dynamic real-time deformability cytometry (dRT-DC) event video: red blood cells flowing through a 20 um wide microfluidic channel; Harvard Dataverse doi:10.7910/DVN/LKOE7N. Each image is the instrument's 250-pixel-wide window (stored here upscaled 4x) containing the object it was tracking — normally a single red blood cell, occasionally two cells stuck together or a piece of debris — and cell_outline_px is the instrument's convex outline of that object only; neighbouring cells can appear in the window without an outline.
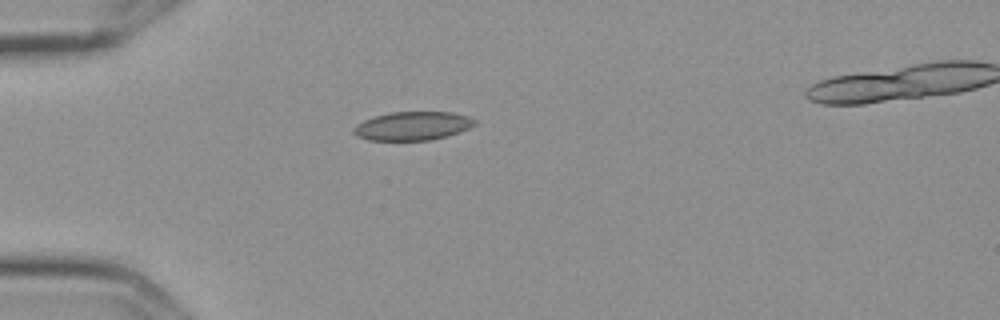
{"species": "Egyptian fruit bat (a non-hibernating species)", "species_latin": "Rousettus aegyptiacus", "temperature_condition": "cold", "stored_images_in_passage": 2, "camera_frame_rate_fps": 3000, "um_per_image_px": 0.085, "frame": {"image": 1, "passage_image": 1, "time_ms": 0.0, "image_size_px": [1000, 320], "cell_outline_px": [[476, 124], [460, 132], [448, 136], [432, 140], [368, 140], [356, 136], [352, 132], [352, 128], [356, 124], [364, 120], [388, 112], [452, 112], [468, 116], [476, 120]], "centroid_in_image_um": [35.06, 10.71], "position_along_channel_um": 49.9, "area_um2": 20.35}}